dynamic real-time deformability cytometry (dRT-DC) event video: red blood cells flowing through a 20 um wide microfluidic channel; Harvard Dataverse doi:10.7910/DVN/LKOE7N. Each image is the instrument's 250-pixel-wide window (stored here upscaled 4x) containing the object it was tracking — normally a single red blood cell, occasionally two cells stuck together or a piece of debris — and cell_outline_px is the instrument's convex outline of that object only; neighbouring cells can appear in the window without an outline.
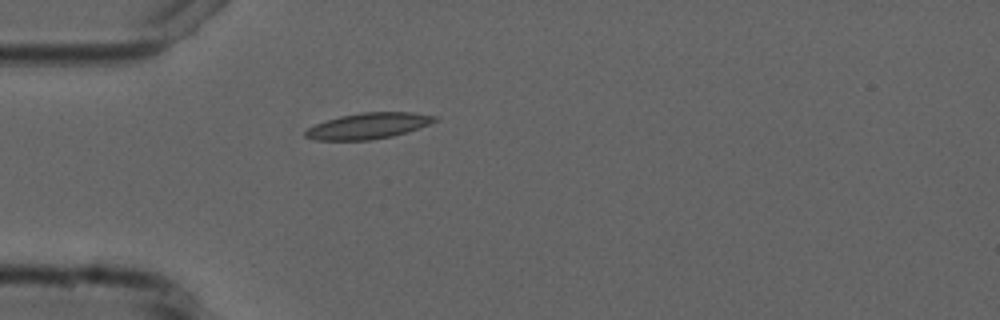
{"species": "common noctule bat (a hibernating species)", "species_latin": "Nyctalus noctula", "temperature_condition": "cold", "stored_images_in_passage": 5, "camera_frame_rate_fps": 3000, "um_per_image_px": 0.085, "animal": {"sex": "male", "forearm_length_mm": 52.5}, "frame": {"image": 1, "passage_image": 5, "time_ms": 5.667, "image_size_px": [1000, 320], "cell_outline_px": [[440, 120], [392, 136], [368, 140], [316, 140], [304, 136], [304, 132], [308, 128], [316, 124], [340, 116], [360, 112], [412, 112], [436, 116]], "centroid_in_image_um": [31.29, 10.69], "position_along_channel_um": 53.7, "area_um2": 19.31}}